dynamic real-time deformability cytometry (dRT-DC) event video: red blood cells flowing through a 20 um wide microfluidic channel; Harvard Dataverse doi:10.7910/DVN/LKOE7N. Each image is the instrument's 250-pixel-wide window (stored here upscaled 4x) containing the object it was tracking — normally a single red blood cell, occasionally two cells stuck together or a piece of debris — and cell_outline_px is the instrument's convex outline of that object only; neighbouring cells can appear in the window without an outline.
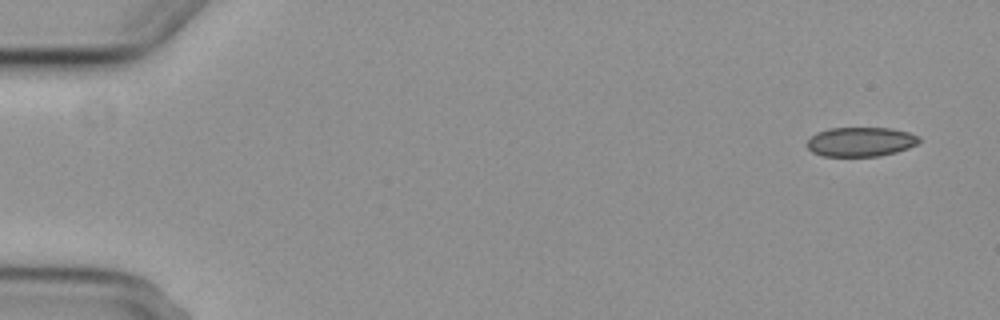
{"species": "common noctule bat (a hibernating species)", "species_latin": "Nyctalus noctula", "temperature_condition": "cold", "stored_images_in_passage": 5, "segment_of_instrument_passage": [1, 2], "camera_frame_rate_fps": 3000, "um_per_image_px": 0.085, "animal": {"sex": "female", "body_mass_g": 29.2, "forearm_length_mm": 56.3}, "frame": {"image": 1, "passage_image": 1, "time_ms": 0.0, "image_size_px": [1000, 320], "cell_outline_px": [[920, 140], [916, 144], [908, 148], [896, 152], [880, 156], [820, 156], [812, 152], [808, 148], [808, 140], [816, 132], [828, 128], [892, 128], [908, 132], [920, 136]], "centroid_in_image_um": [73.16, 12.05], "position_along_channel_um": 11.8, "area_um2": 19.25}}
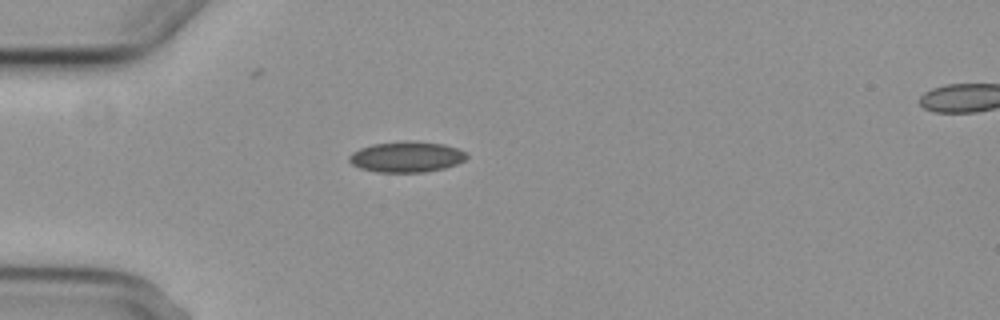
{"frame": {"image": 2, "passage_image": 4, "time_ms": 4.333, "image_size_px": [1000, 320], "cell_outline_px": [[468, 156], [464, 160], [456, 164], [444, 168], [424, 172], [376, 172], [360, 168], [352, 164], [348, 160], [348, 156], [352, 152], [360, 148], [372, 144], [444, 144], [456, 148], [464, 152]], "centroid_in_image_um": [34.51, 13.39], "position_along_channel_um": 50.5, "area_um2": 20.0}}